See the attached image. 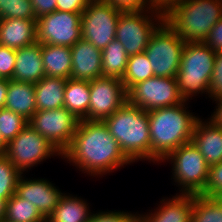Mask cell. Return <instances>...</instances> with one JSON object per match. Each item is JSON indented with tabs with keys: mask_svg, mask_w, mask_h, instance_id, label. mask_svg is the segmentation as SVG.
Listing matches in <instances>:
<instances>
[{
	"mask_svg": "<svg viewBox=\"0 0 222 222\" xmlns=\"http://www.w3.org/2000/svg\"><path fill=\"white\" fill-rule=\"evenodd\" d=\"M62 157L82 172L95 177L133 163L101 121L80 120L72 142Z\"/></svg>",
	"mask_w": 222,
	"mask_h": 222,
	"instance_id": "1",
	"label": "cell"
},
{
	"mask_svg": "<svg viewBox=\"0 0 222 222\" xmlns=\"http://www.w3.org/2000/svg\"><path fill=\"white\" fill-rule=\"evenodd\" d=\"M148 111L151 161H162L169 153L192 141L197 116L186 111L185 103Z\"/></svg>",
	"mask_w": 222,
	"mask_h": 222,
	"instance_id": "2",
	"label": "cell"
},
{
	"mask_svg": "<svg viewBox=\"0 0 222 222\" xmlns=\"http://www.w3.org/2000/svg\"><path fill=\"white\" fill-rule=\"evenodd\" d=\"M103 122L132 162L139 159L151 162L148 111L126 101Z\"/></svg>",
	"mask_w": 222,
	"mask_h": 222,
	"instance_id": "3",
	"label": "cell"
},
{
	"mask_svg": "<svg viewBox=\"0 0 222 222\" xmlns=\"http://www.w3.org/2000/svg\"><path fill=\"white\" fill-rule=\"evenodd\" d=\"M221 18L222 0H184L165 15V22L185 42H204Z\"/></svg>",
	"mask_w": 222,
	"mask_h": 222,
	"instance_id": "4",
	"label": "cell"
},
{
	"mask_svg": "<svg viewBox=\"0 0 222 222\" xmlns=\"http://www.w3.org/2000/svg\"><path fill=\"white\" fill-rule=\"evenodd\" d=\"M216 52L204 42H186L176 74L178 91L184 101L195 94L209 95Z\"/></svg>",
	"mask_w": 222,
	"mask_h": 222,
	"instance_id": "5",
	"label": "cell"
},
{
	"mask_svg": "<svg viewBox=\"0 0 222 222\" xmlns=\"http://www.w3.org/2000/svg\"><path fill=\"white\" fill-rule=\"evenodd\" d=\"M165 160L173 163V179L180 188L182 186L180 194L200 195L203 192L210 165L192 141L169 153L161 162Z\"/></svg>",
	"mask_w": 222,
	"mask_h": 222,
	"instance_id": "6",
	"label": "cell"
},
{
	"mask_svg": "<svg viewBox=\"0 0 222 222\" xmlns=\"http://www.w3.org/2000/svg\"><path fill=\"white\" fill-rule=\"evenodd\" d=\"M164 21L165 16L153 9L122 11L115 39L123 45L128 56L144 53L150 37Z\"/></svg>",
	"mask_w": 222,
	"mask_h": 222,
	"instance_id": "7",
	"label": "cell"
},
{
	"mask_svg": "<svg viewBox=\"0 0 222 222\" xmlns=\"http://www.w3.org/2000/svg\"><path fill=\"white\" fill-rule=\"evenodd\" d=\"M185 43L165 21L156 29L145 49L154 76L176 77Z\"/></svg>",
	"mask_w": 222,
	"mask_h": 222,
	"instance_id": "8",
	"label": "cell"
},
{
	"mask_svg": "<svg viewBox=\"0 0 222 222\" xmlns=\"http://www.w3.org/2000/svg\"><path fill=\"white\" fill-rule=\"evenodd\" d=\"M123 10L103 0H90L81 13V36L101 51L116 38V26Z\"/></svg>",
	"mask_w": 222,
	"mask_h": 222,
	"instance_id": "9",
	"label": "cell"
},
{
	"mask_svg": "<svg viewBox=\"0 0 222 222\" xmlns=\"http://www.w3.org/2000/svg\"><path fill=\"white\" fill-rule=\"evenodd\" d=\"M56 154L62 156L45 137L27 125L7 144L5 156L23 174L24 171Z\"/></svg>",
	"mask_w": 222,
	"mask_h": 222,
	"instance_id": "10",
	"label": "cell"
},
{
	"mask_svg": "<svg viewBox=\"0 0 222 222\" xmlns=\"http://www.w3.org/2000/svg\"><path fill=\"white\" fill-rule=\"evenodd\" d=\"M127 101L145 111L175 106L184 100L176 78L154 76L139 82L127 91Z\"/></svg>",
	"mask_w": 222,
	"mask_h": 222,
	"instance_id": "11",
	"label": "cell"
},
{
	"mask_svg": "<svg viewBox=\"0 0 222 222\" xmlns=\"http://www.w3.org/2000/svg\"><path fill=\"white\" fill-rule=\"evenodd\" d=\"M79 121L63 107L37 111L28 120V125L45 137L62 154L70 146Z\"/></svg>",
	"mask_w": 222,
	"mask_h": 222,
	"instance_id": "12",
	"label": "cell"
},
{
	"mask_svg": "<svg viewBox=\"0 0 222 222\" xmlns=\"http://www.w3.org/2000/svg\"><path fill=\"white\" fill-rule=\"evenodd\" d=\"M37 42L72 47L81 36V13L54 11L36 20Z\"/></svg>",
	"mask_w": 222,
	"mask_h": 222,
	"instance_id": "13",
	"label": "cell"
},
{
	"mask_svg": "<svg viewBox=\"0 0 222 222\" xmlns=\"http://www.w3.org/2000/svg\"><path fill=\"white\" fill-rule=\"evenodd\" d=\"M90 102L84 120L103 122L127 101V91L121 79L99 77L89 82Z\"/></svg>",
	"mask_w": 222,
	"mask_h": 222,
	"instance_id": "14",
	"label": "cell"
},
{
	"mask_svg": "<svg viewBox=\"0 0 222 222\" xmlns=\"http://www.w3.org/2000/svg\"><path fill=\"white\" fill-rule=\"evenodd\" d=\"M24 178L21 174L17 182L16 194L32 203L47 219L57 207V203L64 193L46 179Z\"/></svg>",
	"mask_w": 222,
	"mask_h": 222,
	"instance_id": "15",
	"label": "cell"
},
{
	"mask_svg": "<svg viewBox=\"0 0 222 222\" xmlns=\"http://www.w3.org/2000/svg\"><path fill=\"white\" fill-rule=\"evenodd\" d=\"M71 79L92 81L102 77V51L84 39L71 47Z\"/></svg>",
	"mask_w": 222,
	"mask_h": 222,
	"instance_id": "16",
	"label": "cell"
},
{
	"mask_svg": "<svg viewBox=\"0 0 222 222\" xmlns=\"http://www.w3.org/2000/svg\"><path fill=\"white\" fill-rule=\"evenodd\" d=\"M192 142L210 166L222 162L221 127L210 121L202 122L198 118L193 129Z\"/></svg>",
	"mask_w": 222,
	"mask_h": 222,
	"instance_id": "17",
	"label": "cell"
},
{
	"mask_svg": "<svg viewBox=\"0 0 222 222\" xmlns=\"http://www.w3.org/2000/svg\"><path fill=\"white\" fill-rule=\"evenodd\" d=\"M37 19H0V44L17 50L37 42Z\"/></svg>",
	"mask_w": 222,
	"mask_h": 222,
	"instance_id": "18",
	"label": "cell"
},
{
	"mask_svg": "<svg viewBox=\"0 0 222 222\" xmlns=\"http://www.w3.org/2000/svg\"><path fill=\"white\" fill-rule=\"evenodd\" d=\"M45 77L41 43L35 42L16 50V63L12 79L36 84Z\"/></svg>",
	"mask_w": 222,
	"mask_h": 222,
	"instance_id": "19",
	"label": "cell"
},
{
	"mask_svg": "<svg viewBox=\"0 0 222 222\" xmlns=\"http://www.w3.org/2000/svg\"><path fill=\"white\" fill-rule=\"evenodd\" d=\"M154 213L138 214V222H191L193 195L179 194L172 199L161 200Z\"/></svg>",
	"mask_w": 222,
	"mask_h": 222,
	"instance_id": "20",
	"label": "cell"
},
{
	"mask_svg": "<svg viewBox=\"0 0 222 222\" xmlns=\"http://www.w3.org/2000/svg\"><path fill=\"white\" fill-rule=\"evenodd\" d=\"M5 108L29 120L37 112L34 84L9 79Z\"/></svg>",
	"mask_w": 222,
	"mask_h": 222,
	"instance_id": "21",
	"label": "cell"
},
{
	"mask_svg": "<svg viewBox=\"0 0 222 222\" xmlns=\"http://www.w3.org/2000/svg\"><path fill=\"white\" fill-rule=\"evenodd\" d=\"M45 76L71 78V47L41 44Z\"/></svg>",
	"mask_w": 222,
	"mask_h": 222,
	"instance_id": "22",
	"label": "cell"
},
{
	"mask_svg": "<svg viewBox=\"0 0 222 222\" xmlns=\"http://www.w3.org/2000/svg\"><path fill=\"white\" fill-rule=\"evenodd\" d=\"M67 79L45 76L34 84L37 111L64 107V89Z\"/></svg>",
	"mask_w": 222,
	"mask_h": 222,
	"instance_id": "23",
	"label": "cell"
},
{
	"mask_svg": "<svg viewBox=\"0 0 222 222\" xmlns=\"http://www.w3.org/2000/svg\"><path fill=\"white\" fill-rule=\"evenodd\" d=\"M90 102L89 81L67 79L64 89V107L77 119L88 116Z\"/></svg>",
	"mask_w": 222,
	"mask_h": 222,
	"instance_id": "24",
	"label": "cell"
},
{
	"mask_svg": "<svg viewBox=\"0 0 222 222\" xmlns=\"http://www.w3.org/2000/svg\"><path fill=\"white\" fill-rule=\"evenodd\" d=\"M90 216L86 201L64 194L46 222H88Z\"/></svg>",
	"mask_w": 222,
	"mask_h": 222,
	"instance_id": "25",
	"label": "cell"
},
{
	"mask_svg": "<svg viewBox=\"0 0 222 222\" xmlns=\"http://www.w3.org/2000/svg\"><path fill=\"white\" fill-rule=\"evenodd\" d=\"M128 55L123 45L114 39L102 50V77L122 79Z\"/></svg>",
	"mask_w": 222,
	"mask_h": 222,
	"instance_id": "26",
	"label": "cell"
},
{
	"mask_svg": "<svg viewBox=\"0 0 222 222\" xmlns=\"http://www.w3.org/2000/svg\"><path fill=\"white\" fill-rule=\"evenodd\" d=\"M4 220L10 222H46V218L27 199L20 198L16 193L6 202Z\"/></svg>",
	"mask_w": 222,
	"mask_h": 222,
	"instance_id": "27",
	"label": "cell"
},
{
	"mask_svg": "<svg viewBox=\"0 0 222 222\" xmlns=\"http://www.w3.org/2000/svg\"><path fill=\"white\" fill-rule=\"evenodd\" d=\"M151 77H154V72L145 52L128 57L126 70L121 79L126 91Z\"/></svg>",
	"mask_w": 222,
	"mask_h": 222,
	"instance_id": "28",
	"label": "cell"
},
{
	"mask_svg": "<svg viewBox=\"0 0 222 222\" xmlns=\"http://www.w3.org/2000/svg\"><path fill=\"white\" fill-rule=\"evenodd\" d=\"M191 222H222V203L217 198L193 195Z\"/></svg>",
	"mask_w": 222,
	"mask_h": 222,
	"instance_id": "29",
	"label": "cell"
},
{
	"mask_svg": "<svg viewBox=\"0 0 222 222\" xmlns=\"http://www.w3.org/2000/svg\"><path fill=\"white\" fill-rule=\"evenodd\" d=\"M27 125L28 120L20 114L5 107L0 109V135L6 144L13 140Z\"/></svg>",
	"mask_w": 222,
	"mask_h": 222,
	"instance_id": "30",
	"label": "cell"
},
{
	"mask_svg": "<svg viewBox=\"0 0 222 222\" xmlns=\"http://www.w3.org/2000/svg\"><path fill=\"white\" fill-rule=\"evenodd\" d=\"M20 176L11 161L5 155L0 156V199H9L16 193Z\"/></svg>",
	"mask_w": 222,
	"mask_h": 222,
	"instance_id": "31",
	"label": "cell"
},
{
	"mask_svg": "<svg viewBox=\"0 0 222 222\" xmlns=\"http://www.w3.org/2000/svg\"><path fill=\"white\" fill-rule=\"evenodd\" d=\"M36 19L30 0H0V19Z\"/></svg>",
	"mask_w": 222,
	"mask_h": 222,
	"instance_id": "32",
	"label": "cell"
},
{
	"mask_svg": "<svg viewBox=\"0 0 222 222\" xmlns=\"http://www.w3.org/2000/svg\"><path fill=\"white\" fill-rule=\"evenodd\" d=\"M222 194V162L210 166L207 184L200 194L206 197L218 198Z\"/></svg>",
	"mask_w": 222,
	"mask_h": 222,
	"instance_id": "33",
	"label": "cell"
},
{
	"mask_svg": "<svg viewBox=\"0 0 222 222\" xmlns=\"http://www.w3.org/2000/svg\"><path fill=\"white\" fill-rule=\"evenodd\" d=\"M88 222H138V215L124 211L91 213Z\"/></svg>",
	"mask_w": 222,
	"mask_h": 222,
	"instance_id": "34",
	"label": "cell"
},
{
	"mask_svg": "<svg viewBox=\"0 0 222 222\" xmlns=\"http://www.w3.org/2000/svg\"><path fill=\"white\" fill-rule=\"evenodd\" d=\"M16 63V50L0 46V78L12 79Z\"/></svg>",
	"mask_w": 222,
	"mask_h": 222,
	"instance_id": "35",
	"label": "cell"
},
{
	"mask_svg": "<svg viewBox=\"0 0 222 222\" xmlns=\"http://www.w3.org/2000/svg\"><path fill=\"white\" fill-rule=\"evenodd\" d=\"M220 96H222V52H216L213 72L209 82V97Z\"/></svg>",
	"mask_w": 222,
	"mask_h": 222,
	"instance_id": "36",
	"label": "cell"
},
{
	"mask_svg": "<svg viewBox=\"0 0 222 222\" xmlns=\"http://www.w3.org/2000/svg\"><path fill=\"white\" fill-rule=\"evenodd\" d=\"M123 11L151 9L150 0H103ZM147 7V8H146Z\"/></svg>",
	"mask_w": 222,
	"mask_h": 222,
	"instance_id": "37",
	"label": "cell"
},
{
	"mask_svg": "<svg viewBox=\"0 0 222 222\" xmlns=\"http://www.w3.org/2000/svg\"><path fill=\"white\" fill-rule=\"evenodd\" d=\"M204 43L215 52H222V18L209 31Z\"/></svg>",
	"mask_w": 222,
	"mask_h": 222,
	"instance_id": "38",
	"label": "cell"
},
{
	"mask_svg": "<svg viewBox=\"0 0 222 222\" xmlns=\"http://www.w3.org/2000/svg\"><path fill=\"white\" fill-rule=\"evenodd\" d=\"M90 0H57V11L82 13Z\"/></svg>",
	"mask_w": 222,
	"mask_h": 222,
	"instance_id": "39",
	"label": "cell"
},
{
	"mask_svg": "<svg viewBox=\"0 0 222 222\" xmlns=\"http://www.w3.org/2000/svg\"><path fill=\"white\" fill-rule=\"evenodd\" d=\"M36 19L57 10V0H30Z\"/></svg>",
	"mask_w": 222,
	"mask_h": 222,
	"instance_id": "40",
	"label": "cell"
},
{
	"mask_svg": "<svg viewBox=\"0 0 222 222\" xmlns=\"http://www.w3.org/2000/svg\"><path fill=\"white\" fill-rule=\"evenodd\" d=\"M182 1L184 0H150L151 9L163 14L164 16Z\"/></svg>",
	"mask_w": 222,
	"mask_h": 222,
	"instance_id": "41",
	"label": "cell"
},
{
	"mask_svg": "<svg viewBox=\"0 0 222 222\" xmlns=\"http://www.w3.org/2000/svg\"><path fill=\"white\" fill-rule=\"evenodd\" d=\"M213 99H215L217 103V108L209 120L213 125H217L222 128V96L215 97Z\"/></svg>",
	"mask_w": 222,
	"mask_h": 222,
	"instance_id": "42",
	"label": "cell"
},
{
	"mask_svg": "<svg viewBox=\"0 0 222 222\" xmlns=\"http://www.w3.org/2000/svg\"><path fill=\"white\" fill-rule=\"evenodd\" d=\"M9 79L0 78V109L5 107Z\"/></svg>",
	"mask_w": 222,
	"mask_h": 222,
	"instance_id": "43",
	"label": "cell"
},
{
	"mask_svg": "<svg viewBox=\"0 0 222 222\" xmlns=\"http://www.w3.org/2000/svg\"><path fill=\"white\" fill-rule=\"evenodd\" d=\"M7 200L8 199H0V222H2L5 218Z\"/></svg>",
	"mask_w": 222,
	"mask_h": 222,
	"instance_id": "44",
	"label": "cell"
},
{
	"mask_svg": "<svg viewBox=\"0 0 222 222\" xmlns=\"http://www.w3.org/2000/svg\"><path fill=\"white\" fill-rule=\"evenodd\" d=\"M7 144L4 142L0 135V156H4L6 153Z\"/></svg>",
	"mask_w": 222,
	"mask_h": 222,
	"instance_id": "45",
	"label": "cell"
},
{
	"mask_svg": "<svg viewBox=\"0 0 222 222\" xmlns=\"http://www.w3.org/2000/svg\"><path fill=\"white\" fill-rule=\"evenodd\" d=\"M217 199L222 203V194Z\"/></svg>",
	"mask_w": 222,
	"mask_h": 222,
	"instance_id": "46",
	"label": "cell"
}]
</instances>
